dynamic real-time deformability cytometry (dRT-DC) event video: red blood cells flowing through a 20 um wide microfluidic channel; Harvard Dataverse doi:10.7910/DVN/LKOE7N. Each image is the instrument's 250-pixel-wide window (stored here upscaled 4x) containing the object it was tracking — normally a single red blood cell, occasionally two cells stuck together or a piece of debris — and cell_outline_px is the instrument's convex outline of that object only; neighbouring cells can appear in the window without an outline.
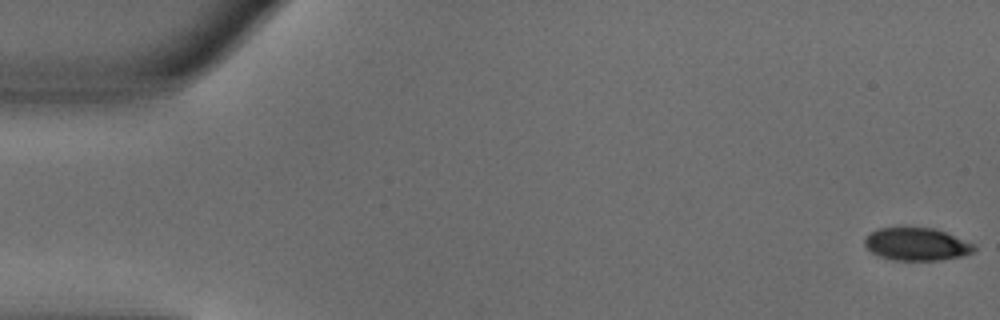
{"species": "common noctule bat (a hibernating species)", "species_latin": "Nyctalus noctula", "temperature_condition": "warm", "stored_images_in_passage": 50, "camera_frame_rate_fps": 3000, "um_per_image_px": 0.085, "animal": {"sex": "male", "body_mass_g": 18.8}, "frame": {"image": 1, "passage_image": 1, "time_ms": 0.0, "image_size_px": [1000, 320], "cell_outline_px": [[976, 252], [960, 256], [940, 260], [896, 260], [880, 256], [872, 252], [864, 244], [864, 240], [872, 232], [880, 228], [900, 224], [904, 224], [936, 228], [976, 244]], "centroid_in_image_um": [77.94, 20.7], "position_along_channel_um": 7.1, "area_um2": 21.62}}
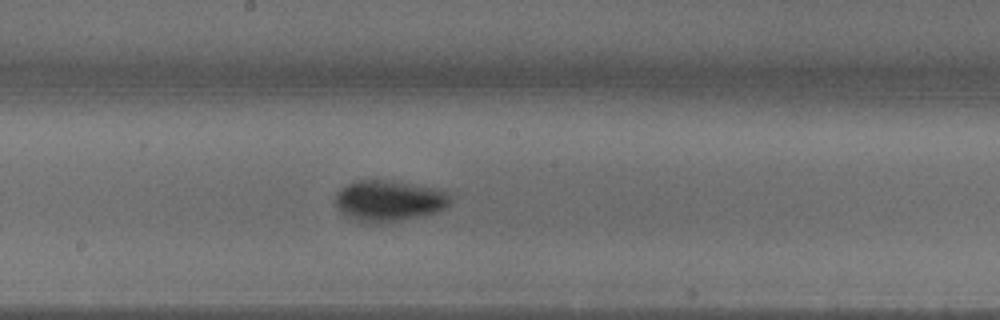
{"frame": {"image": 2, "passage_image": 27, "time_ms": 8.667, "image_size_px": [1000, 320], "cell_outline_px": [[448, 204], [444, 208], [436, 212], [420, 216], [400, 220], [372, 224], [364, 224], [348, 216], [336, 204], [336, 192], [340, 188], [352, 180], [400, 180], [436, 188], [448, 192]], "centroid_in_image_um": [33.04, 17.04], "position_along_channel_um": 215.2, "area_um2": 27.63}}
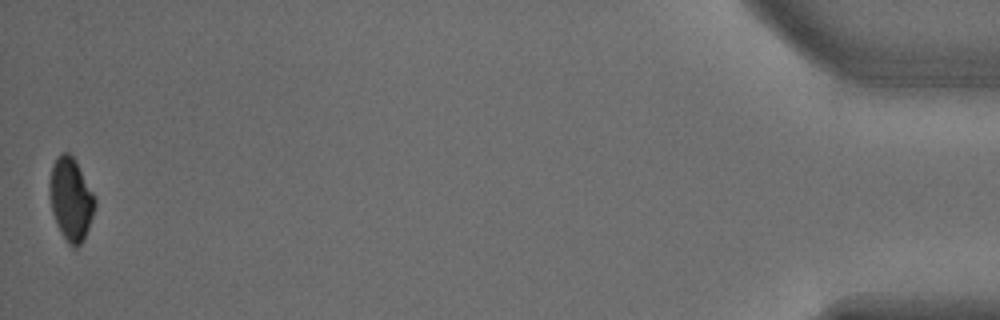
{"frame": {"image": 3, "passage_image": 50, "time_ms": 16.333, "image_size_px": [1000, 320], "cell_outline_px": [[96, 204], [84, 240], [76, 248], [72, 248], [68, 244], [56, 224], [52, 212], [48, 192], [48, 184], [52, 164], [56, 156], [60, 152], [68, 152], [72, 156], [92, 192], [96, 200]], "centroid_in_image_um": [5.98, 16.94], "position_along_channel_um": 429.2, "area_um2": 21.91}, "authors_computed_cell_mechanics": {"area_um2": 24.0737, "velocity_mm_per_s": 4.0199, "shape_relaxation_time_tau1_ms": 5.6099, "shape_relaxation_time_tau2_ms": null, "deformation_change_tau1": 0.1844, "deformation_change_tau2": null}}